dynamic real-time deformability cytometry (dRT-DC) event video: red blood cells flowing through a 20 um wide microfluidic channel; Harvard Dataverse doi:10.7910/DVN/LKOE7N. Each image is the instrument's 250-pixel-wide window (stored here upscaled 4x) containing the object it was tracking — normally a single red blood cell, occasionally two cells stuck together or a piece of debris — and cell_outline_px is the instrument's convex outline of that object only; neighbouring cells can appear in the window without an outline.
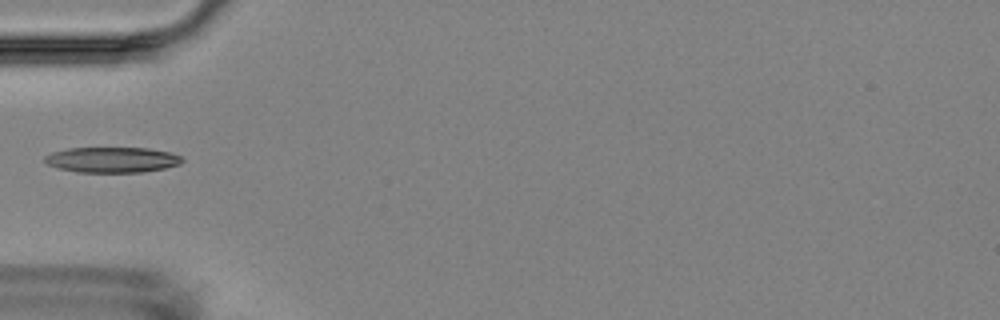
{"species": "Egyptian fruit bat (a non-hibernating species)", "species_latin": "Rousettus aegyptiacus", "temperature_condition": "room temperature", "stored_images_in_passage": 11, "camera_frame_rate_fps": 3000, "um_per_image_px": 0.085, "animal": {"sex": "female"}, "frame": {"image": 1, "passage_image": 2, "time_ms": 1.333, "image_size_px": [1000, 320], "cell_outline_px": [[184, 160], [180, 164], [164, 168], [140, 172], [76, 172], [60, 168], [48, 164], [44, 160], [44, 156], [52, 152], [68, 148], [148, 148], [168, 152], [180, 156]], "centroid_in_image_um": [9.52, 13.58], "position_along_channel_um": 75.5, "area_um2": 20.23}}
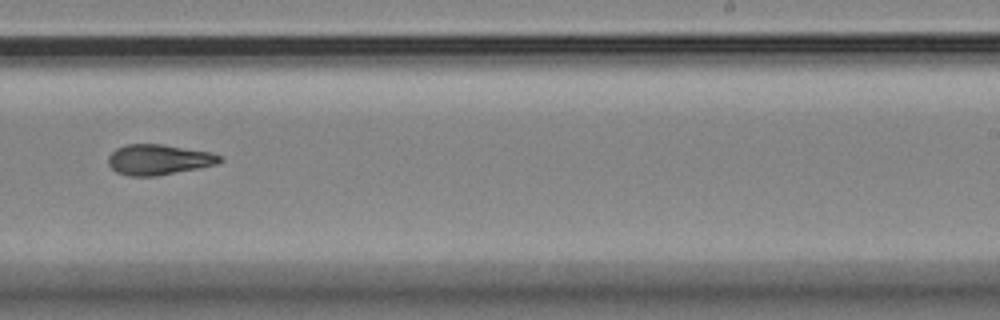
{"frame": {"image": 2, "passage_image": 7, "time_ms": 7.0, "image_size_px": [1000, 320], "cell_outline_px": [[224, 160], [216, 164], [200, 168], [156, 176], [128, 176], [116, 172], [108, 164], [108, 156], [116, 148], [124, 144], [164, 144], [212, 152], [220, 156]], "centroid_in_image_um": [13.49, 13.56], "position_along_channel_um": 275.5, "area_um2": 20.0}}
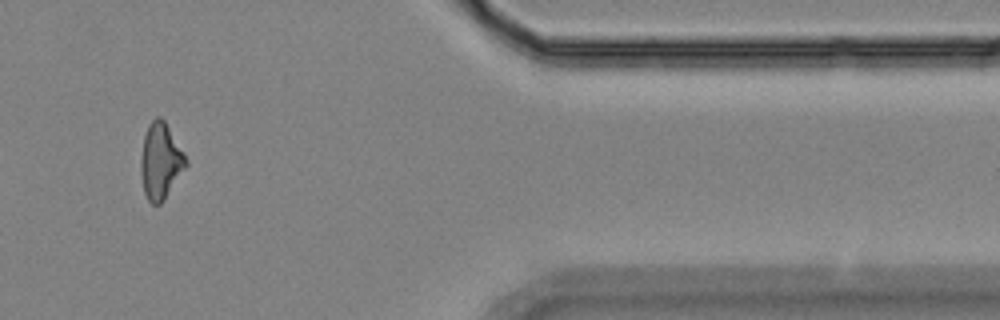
{"frame": {"image": 3, "passage_image": 10, "time_ms": 11.333, "image_size_px": [1000, 320], "cell_outline_px": [[188, 164], [164, 200], [160, 204], [152, 204], [148, 200], [144, 192], [140, 172], [140, 160], [144, 136], [148, 124], [156, 116], [160, 116], [164, 120], [188, 160]], "centroid_in_image_um": [13.63, 13.7], "position_along_channel_um": 397.8, "area_um2": 19.94}, "authors_computed_cell_mechanics": {"area_um2": 19.8832, "velocity_mm_per_s": 3.5251, "shape_relaxation_time_tau1_ms": 9.7578, "shape_relaxation_time_tau2_ms": 4.3292, "deformation_change_tau1": 0.2142, "deformation_change_tau2": 0.1208}}